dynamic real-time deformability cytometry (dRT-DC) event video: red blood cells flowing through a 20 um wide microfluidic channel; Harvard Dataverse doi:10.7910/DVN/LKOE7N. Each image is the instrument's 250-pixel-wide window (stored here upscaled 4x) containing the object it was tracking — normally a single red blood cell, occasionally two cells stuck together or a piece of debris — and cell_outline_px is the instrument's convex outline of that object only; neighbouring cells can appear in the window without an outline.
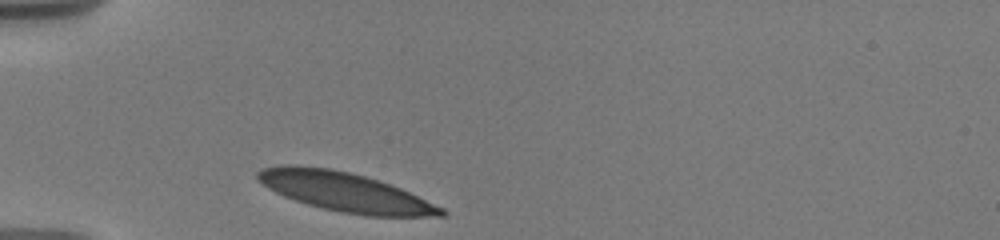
{"species": "human", "species_latin": "Homo sapiens", "temperature_condition": "warm", "stored_images_in_passage": 1, "camera_frame_rate_fps": 3000, "um_per_image_px": 0.085, "donor": {"sex": "male"}, "frame": {"image": 1, "passage_image": 1, "time_ms": 0.0, "image_size_px": [1000, 240], "cell_outline_px": [[448, 212], [444, 216], [364, 216], [340, 212], [308, 204], [284, 196], [268, 188], [256, 180], [256, 172], [264, 168], [280, 164], [296, 164], [328, 168], [348, 172], [364, 176], [400, 188], [444, 208]], "centroid_in_image_um": [29.29, 16.31], "position_along_channel_um": 55.7, "area_um2": 41.67}}